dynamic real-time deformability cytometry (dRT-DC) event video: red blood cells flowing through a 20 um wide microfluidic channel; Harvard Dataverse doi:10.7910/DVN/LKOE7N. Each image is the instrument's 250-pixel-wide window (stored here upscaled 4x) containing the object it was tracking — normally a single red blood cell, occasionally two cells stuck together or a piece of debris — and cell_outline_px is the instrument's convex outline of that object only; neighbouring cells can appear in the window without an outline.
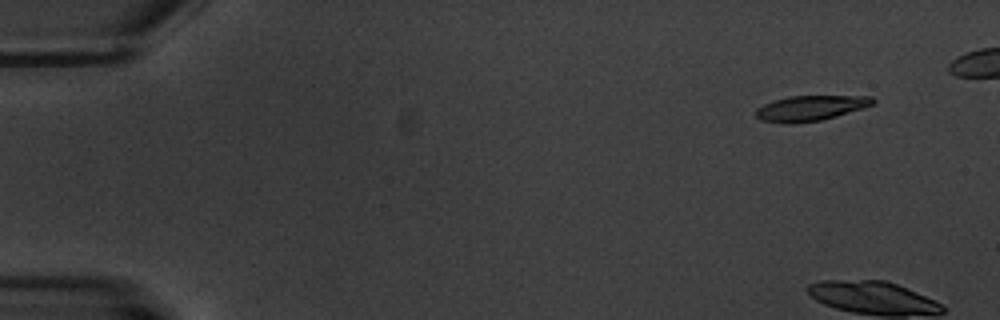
{"species": "common noctule bat (a hibernating species)", "species_latin": "Nyctalus noctula", "temperature_condition": "warm", "stored_images_in_passage": 5, "camera_frame_rate_fps": 3000, "um_per_image_px": 0.085, "animal": {"sex": "male", "body_mass_g": 20.1, "forearm_length_mm": 53.5}, "frame": {"image": 1, "passage_image": 2, "time_ms": 1.0, "image_size_px": [1000, 320], "cell_outline_px": [[876, 100], [872, 104], [836, 116], [820, 120], [792, 124], [784, 124], [760, 120], [756, 116], [756, 108], [764, 104], [788, 96], [872, 96]], "centroid_in_image_um": [68.84, 9.2], "position_along_channel_um": 16.2, "area_um2": 17.05}}